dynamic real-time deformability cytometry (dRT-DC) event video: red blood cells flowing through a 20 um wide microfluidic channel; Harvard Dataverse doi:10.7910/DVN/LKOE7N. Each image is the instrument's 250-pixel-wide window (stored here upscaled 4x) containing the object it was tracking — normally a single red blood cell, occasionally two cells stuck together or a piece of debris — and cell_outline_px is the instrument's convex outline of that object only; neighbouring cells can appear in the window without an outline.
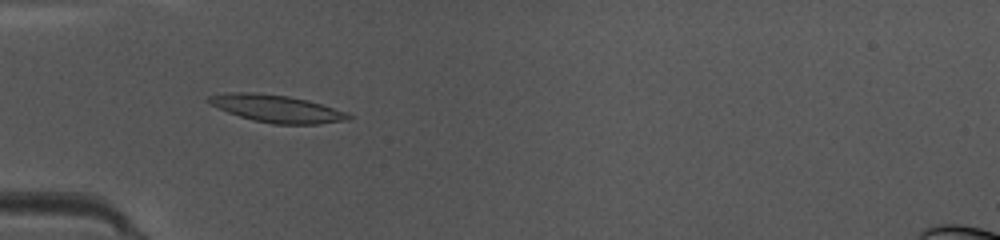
{"species": "common noctule bat (a hibernating species)", "species_latin": "Nyctalus noctula", "temperature_condition": "warm", "stored_images_in_passage": 38, "camera_frame_rate_fps": 3000, "um_per_image_px": 0.085, "animal": {"sex": "female", "body_mass_g": 10.0, "forearm_length_mm": 53.1}, "frame": {"image": 1, "passage_image": 5, "time_ms": 1.333, "image_size_px": [1000, 240], "cell_outline_px": [[352, 116], [348, 120], [320, 124], [272, 124], [252, 120], [228, 112], [208, 104], [208, 96], [228, 92], [252, 92], [288, 96], [308, 100], [348, 112]], "centroid_in_image_um": [23.53, 9.23], "position_along_channel_um": 61.5, "area_um2": 22.37}}
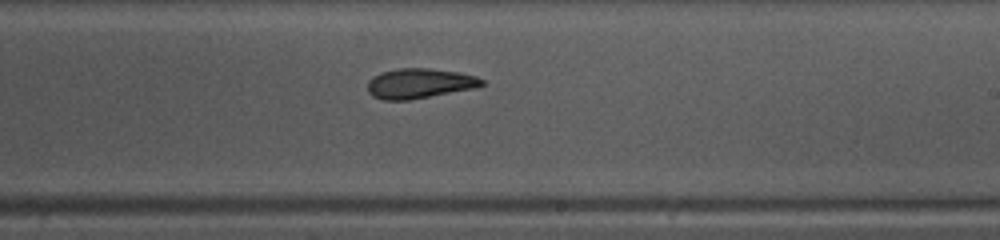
{"frame": {"image": 2, "passage_image": 19, "time_ms": 6.0, "image_size_px": [1000, 240], "cell_outline_px": [[484, 84], [476, 88], [408, 100], [384, 100], [372, 96], [368, 92], [368, 80], [372, 76], [380, 72], [400, 68], [428, 68], [460, 72], [476, 76], [484, 80]], "centroid_in_image_um": [35.65, 7.08], "position_along_channel_um": 253.4, "area_um2": 20.06}}
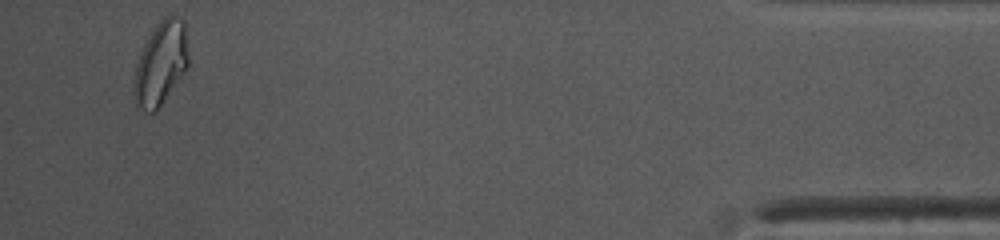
{"frame": {"image": 3, "passage_image": 36, "time_ms": 11.667, "image_size_px": [1000, 240], "cell_outline_px": [[188, 64], [184, 72], [160, 108], [156, 112], [152, 112], [136, 108], [132, 92], [132, 80], [136, 64], [140, 52], [144, 44], [156, 24], [164, 16], [176, 16], [184, 20], [188, 56]], "centroid_in_image_um": [13.62, 5.44], "position_along_channel_um": 421.6, "area_um2": 26.82}, "authors_computed_cell_mechanics": {"area_um2": 20.8947, "velocity_mm_per_s": 4.1612, "shape_relaxation_time_tau1_ms": 6.2445, "shape_relaxation_time_tau2_ms": 2.2909, "deformation_change_tau1": 0.1748, "deformation_change_tau2": 0.0892}}